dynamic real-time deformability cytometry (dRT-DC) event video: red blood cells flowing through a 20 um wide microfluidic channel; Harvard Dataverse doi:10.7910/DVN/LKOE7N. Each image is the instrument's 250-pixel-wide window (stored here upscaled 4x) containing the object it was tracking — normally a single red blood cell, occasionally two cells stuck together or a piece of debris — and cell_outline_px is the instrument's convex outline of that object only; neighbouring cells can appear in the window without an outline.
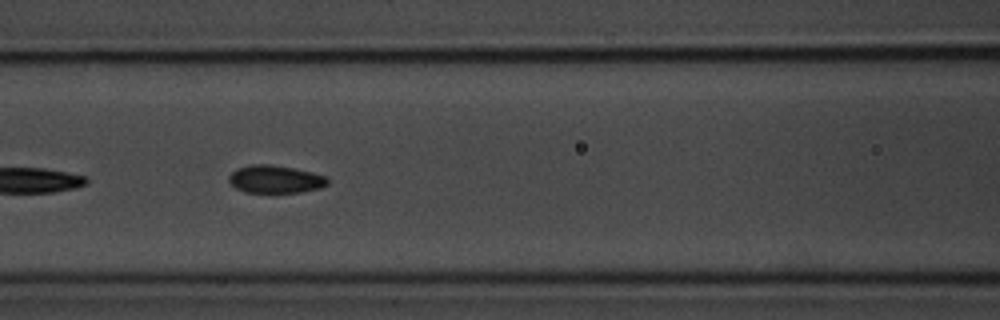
{"species": "common noctule bat (a hibernating species)", "species_latin": "Nyctalus noctula", "temperature_condition": "room temperature", "stored_images_in_passage": 10, "segment_of_instrument_passage": [2, 2], "camera_frame_rate_fps": 3000, "um_per_image_px": 0.085, "animal": {"sex": "male", "body_mass_g": 20.1, "forearm_length_mm": 53.5}, "frame": {"image": 1, "passage_image": 7, "time_ms": 7.0, "image_size_px": [1000, 320], "cell_outline_px": [[328, 184], [320, 188], [300, 192], [244, 192], [236, 188], [228, 180], [228, 176], [236, 168], [248, 164], [272, 164], [312, 172], [328, 176]], "centroid_in_image_um": [23.39, 15.22], "position_along_channel_um": 143.2, "area_um2": 16.07}}